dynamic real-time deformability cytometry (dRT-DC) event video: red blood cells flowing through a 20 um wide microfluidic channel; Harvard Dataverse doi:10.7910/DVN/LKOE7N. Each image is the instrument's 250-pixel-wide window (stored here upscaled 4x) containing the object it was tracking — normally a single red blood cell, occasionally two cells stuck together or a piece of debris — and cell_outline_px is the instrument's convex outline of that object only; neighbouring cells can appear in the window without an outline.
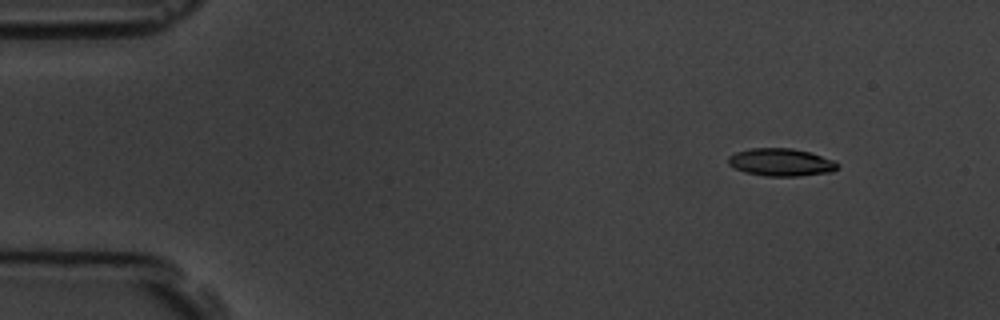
{"species": "common noctule bat (a hibernating species)", "species_latin": "Nyctalus noctula", "temperature_condition": "room temperature", "stored_images_in_passage": 11, "camera_frame_rate_fps": 3000, "um_per_image_px": 0.085, "animal": {"sex": "male", "body_mass_g": 19.5, "forearm_length_mm": 54.6}, "frame": {"image": 1, "passage_image": 2, "time_ms": 1.333, "image_size_px": [1000, 320], "cell_outline_px": [[840, 168], [832, 172], [800, 176], [764, 176], [744, 172], [728, 164], [728, 156], [736, 152], [748, 148], [792, 148], [812, 152], [836, 160], [840, 164]], "centroid_in_image_um": [66.45, 13.79], "position_along_channel_um": 18.6, "area_um2": 18.03}}
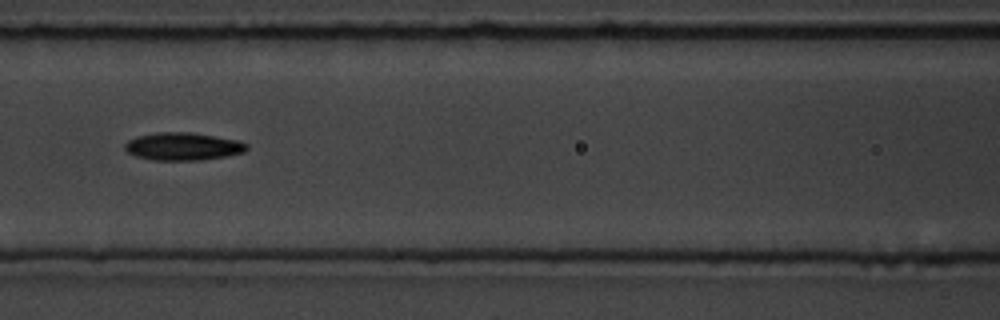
{"frame": {"image": 2, "passage_image": 7, "time_ms": 7.667, "image_size_px": [1000, 320], "cell_outline_px": [[248, 148], [244, 152], [228, 156], [200, 160], [152, 160], [136, 156], [128, 152], [124, 148], [124, 144], [128, 140], [136, 136], [156, 132], [192, 132], [216, 136], [236, 140], [248, 144]], "centroid_in_image_um": [15.54, 12.44], "position_along_channel_um": 151.1, "area_um2": 19.83}}
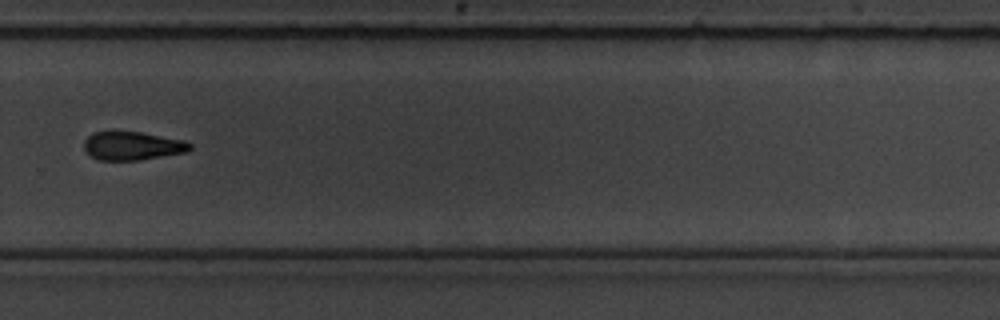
{"frame": {"image": 3, "passage_image": 11, "time_ms": 12.333, "image_size_px": [1000, 320], "cell_outline_px": [[192, 148], [188, 152], [140, 160], [100, 160], [92, 156], [84, 148], [84, 140], [88, 136], [96, 132], [140, 132], [184, 140], [192, 144]], "centroid_in_image_um": [11.3, 12.4], "position_along_channel_um": 318.5, "area_um2": 17.46}}